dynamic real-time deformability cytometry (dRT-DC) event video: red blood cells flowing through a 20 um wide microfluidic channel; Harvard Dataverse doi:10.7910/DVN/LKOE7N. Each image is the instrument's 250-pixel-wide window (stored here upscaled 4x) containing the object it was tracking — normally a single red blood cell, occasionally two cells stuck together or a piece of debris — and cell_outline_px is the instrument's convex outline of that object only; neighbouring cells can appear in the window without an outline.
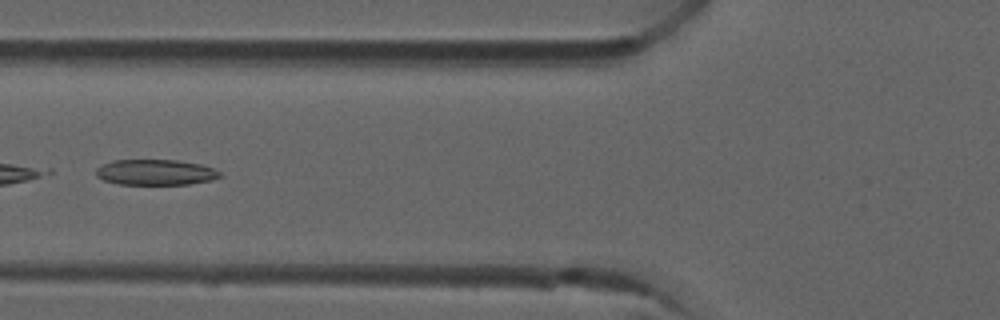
{"species": "common noctule bat (a hibernating species)", "species_latin": "Nyctalus noctula", "temperature_condition": "room temperature", "stored_images_in_passage": 5, "camera_frame_rate_fps": 3000, "um_per_image_px": 0.085, "animal": {"sex": "male", "forearm_length_mm": 52.5}, "frame": {"image": 1, "passage_image": 4, "time_ms": 1.0, "image_size_px": [1000, 320], "cell_outline_px": [[224, 176], [212, 180], [188, 184], [120, 184], [104, 180], [96, 176], [96, 168], [100, 164], [112, 160], [176, 160], [204, 164], [220, 172]], "centroid_in_image_um": [13.23, 14.63], "position_along_channel_um": 112.6, "area_um2": 18.67}}
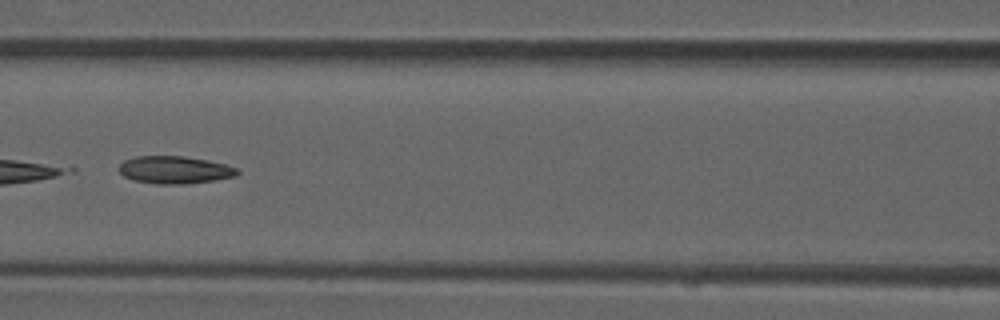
{"frame": {"image": 2, "passage_image": 5, "time_ms": 1.333, "image_size_px": [1000, 320], "cell_outline_px": [[240, 172], [236, 176], [188, 184], [160, 184], [132, 180], [124, 176], [120, 172], [120, 164], [124, 160], [136, 156], [184, 156], [208, 160], [224, 164], [236, 168]], "centroid_in_image_um": [14.84, 14.44], "position_along_channel_um": 151.8, "area_um2": 18.9}}